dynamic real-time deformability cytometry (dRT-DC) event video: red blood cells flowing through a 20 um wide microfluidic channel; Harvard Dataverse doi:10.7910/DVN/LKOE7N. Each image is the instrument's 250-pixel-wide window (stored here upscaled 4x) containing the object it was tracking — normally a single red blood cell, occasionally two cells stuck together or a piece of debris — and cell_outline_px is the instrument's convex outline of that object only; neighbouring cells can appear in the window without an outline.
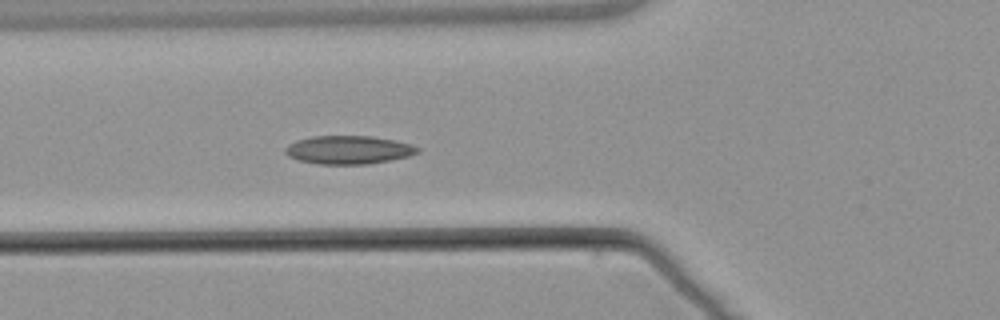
{"species": "common noctule bat (a hibernating species)", "species_latin": "Nyctalus noctula", "temperature_condition": "warm", "stored_images_in_passage": 5, "camera_frame_rate_fps": 3000, "um_per_image_px": 0.085, "animal": {"sex": "male", "body_mass_g": 21.5, "forearm_length_mm": 52.0}, "frame": {"image": 1, "passage_image": 5, "time_ms": 5.667, "image_size_px": [1000, 320], "cell_outline_px": [[420, 152], [408, 156], [368, 164], [320, 164], [300, 160], [288, 156], [284, 152], [284, 148], [288, 144], [296, 140], [312, 136], [372, 136], [396, 140], [412, 144], [420, 148]], "centroid_in_image_um": [29.63, 12.73], "position_along_channel_um": 96.2, "area_um2": 21.91}}